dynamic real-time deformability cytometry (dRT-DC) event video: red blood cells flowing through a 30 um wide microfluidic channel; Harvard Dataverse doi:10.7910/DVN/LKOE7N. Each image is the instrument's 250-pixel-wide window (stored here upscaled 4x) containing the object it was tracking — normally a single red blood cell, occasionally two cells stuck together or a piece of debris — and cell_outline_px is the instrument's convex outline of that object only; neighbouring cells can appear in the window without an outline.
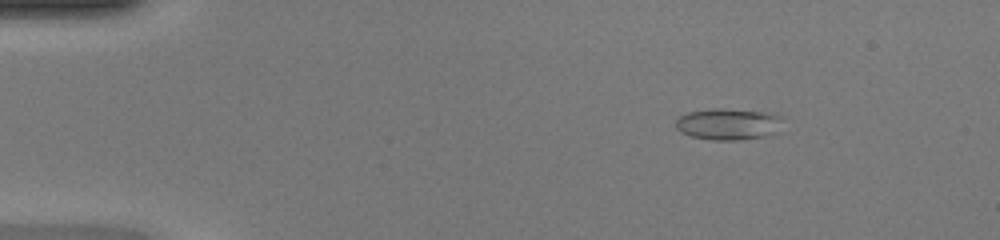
{"species": "common noctule bat (a hibernating species)", "species_latin": "Nyctalus noctula", "temperature_condition": "warm", "stored_images_in_passage": 47, "camera_frame_rate_fps": 3000, "um_per_image_px": 0.085, "animal": {"sex": "female", "body_mass_g": 20.0, "forearm_length_mm": 54.0}, "frame": {"image": 1, "passage_image": 6, "time_ms": 1.667, "image_size_px": [1000, 240], "cell_outline_px": [[784, 132], [764, 136], [740, 140], [712, 140], [692, 136], [680, 132], [676, 128], [676, 120], [680, 116], [688, 112], [712, 108], [720, 108], [776, 112], [784, 116]], "centroid_in_image_um": [62.06, 10.53], "position_along_channel_um": 22.9, "area_um2": 20.52}}
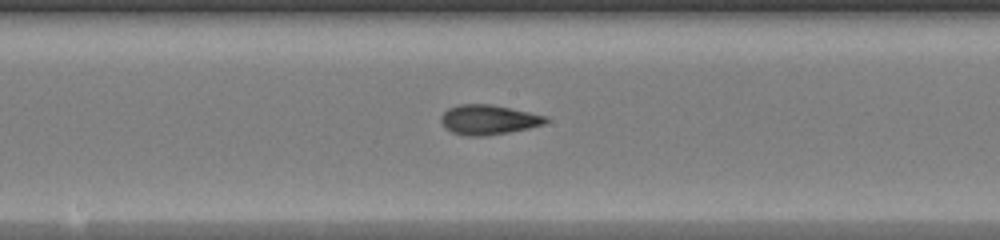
{"frame": {"image": 2, "passage_image": 25, "time_ms": 8.0, "image_size_px": [1000, 240], "cell_outline_px": [[548, 120], [544, 124], [528, 128], [508, 132], [484, 136], [468, 136], [452, 132], [444, 128], [440, 120], [440, 116], [448, 108], [456, 104], [488, 104], [548, 116]], "centroid_in_image_um": [41.47, 10.17], "position_along_channel_um": 206.7, "area_um2": 18.09}}
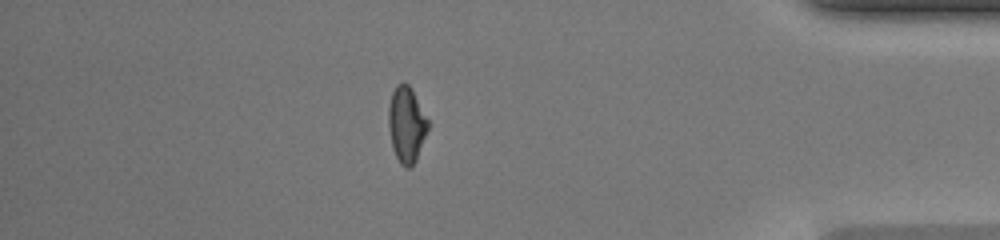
{"frame": {"image": 3, "passage_image": 41, "time_ms": 13.333, "image_size_px": [1000, 240], "cell_outline_px": [[428, 128], [416, 160], [408, 168], [404, 168], [400, 164], [392, 148], [388, 128], [388, 108], [392, 92], [396, 84], [404, 80], [412, 88], [428, 120]], "centroid_in_image_um": [34.53, 10.55], "position_along_channel_um": 400.7, "area_um2": 17.57}, "authors_computed_cell_mechanics": {"area_um2": 17.8602, "velocity_mm_per_s": 4.3032, "shape_relaxation_time_tau1_ms": 10.1326, "shape_relaxation_time_tau2_ms": 1.5676, "deformation_change_tau1": 0.3209, "deformation_change_tau2": 0.0901}}